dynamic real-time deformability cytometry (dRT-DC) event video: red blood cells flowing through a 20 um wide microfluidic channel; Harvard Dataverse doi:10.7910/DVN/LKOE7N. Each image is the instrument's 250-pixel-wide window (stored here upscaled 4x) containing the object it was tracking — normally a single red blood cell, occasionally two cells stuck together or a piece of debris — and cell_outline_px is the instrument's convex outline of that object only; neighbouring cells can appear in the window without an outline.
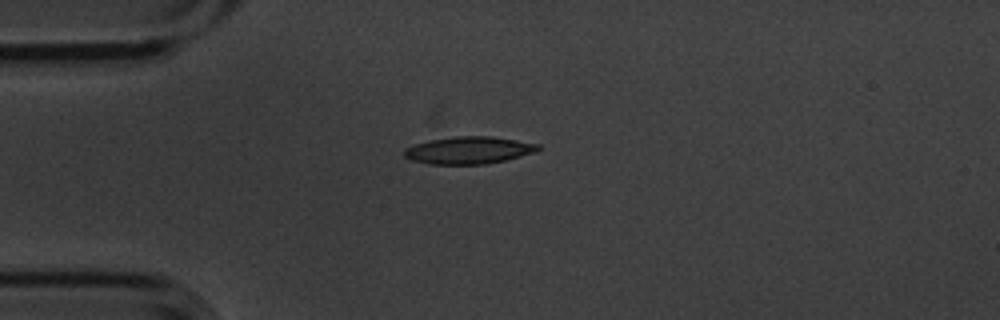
{"species": "common noctule bat (a hibernating species)", "species_latin": "Nyctalus noctula", "temperature_condition": "cold", "stored_images_in_passage": 3, "camera_frame_rate_fps": 3000, "um_per_image_px": 0.085, "animal": {"sex": "male", "body_mass_g": 20.1, "forearm_length_mm": 53.5}, "frame": {"image": 1, "passage_image": 1, "time_ms": 0.0, "image_size_px": [1000, 320], "cell_outline_px": [[540, 148], [536, 152], [504, 160], [484, 164], [428, 164], [412, 160], [404, 156], [404, 148], [428, 140], [456, 136], [492, 136], [540, 144]], "centroid_in_image_um": [39.84, 12.76], "position_along_channel_um": 45.2, "area_um2": 21.21}}
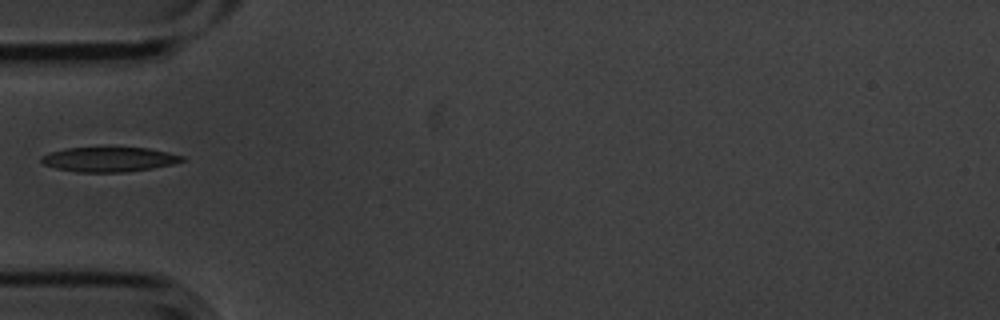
{"frame": {"image": 2, "passage_image": 2, "time_ms": 0.333, "image_size_px": [1000, 320], "cell_outline_px": [[188, 160], [172, 164], [152, 168], [124, 172], [76, 172], [56, 168], [44, 164], [40, 160], [40, 156], [64, 148], [148, 148], [168, 152], [184, 156]], "centroid_in_image_um": [9.29, 13.55], "position_along_channel_um": 75.7, "area_um2": 20.17}}
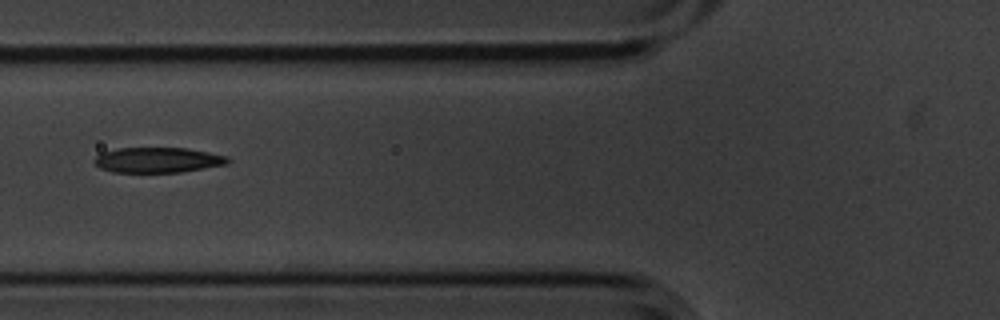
{"frame": {"image": 3, "passage_image": 3, "time_ms": 0.667, "image_size_px": [1000, 320], "cell_outline_px": [[232, 160], [228, 164], [180, 172], [112, 172], [100, 168], [92, 160], [100, 152], [116, 148], [188, 148], [228, 156]], "centroid_in_image_um": [13.41, 13.59], "position_along_channel_um": 112.4, "area_um2": 19.83}}